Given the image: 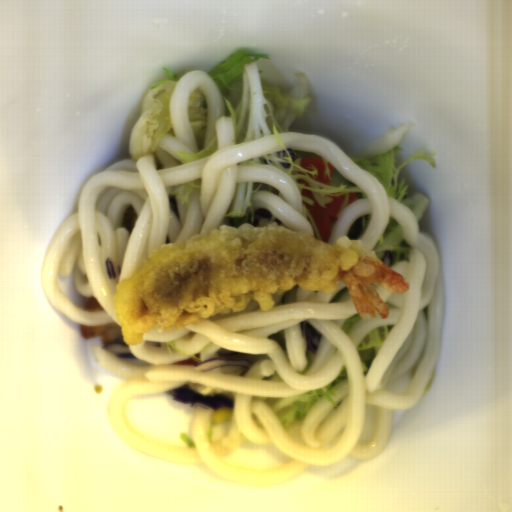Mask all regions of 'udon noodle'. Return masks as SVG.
I'll use <instances>...</instances> for the list:
<instances>
[{"label": "udon noodle", "mask_w": 512, "mask_h": 512, "mask_svg": "<svg viewBox=\"0 0 512 512\" xmlns=\"http://www.w3.org/2000/svg\"><path fill=\"white\" fill-rule=\"evenodd\" d=\"M287 150L316 154L362 189L335 220L328 242L348 237L370 214L356 241L375 248L391 216L410 243L408 261L392 266L410 286L393 293L374 288L389 305L362 318L344 281L333 292L299 284L273 294L274 308L257 299L244 310L219 313L168 331H147L142 344H102L90 337L91 357L117 378L104 402L109 427L143 455L216 481L247 488H291L321 482L381 454L394 410L416 406L443 349V260L412 209L388 196L383 184L333 142L297 131L278 133ZM393 326L367 375L357 351L377 327ZM252 360L250 367L197 372L215 358ZM348 383L335 392L337 408L318 400L302 424L284 427L270 411L274 398L293 397L331 383L343 370ZM186 387L233 398L232 408L205 409L173 401Z\"/></svg>", "instance_id": "udon-noodle-1"}, {"label": "udon noodle", "mask_w": 512, "mask_h": 512, "mask_svg": "<svg viewBox=\"0 0 512 512\" xmlns=\"http://www.w3.org/2000/svg\"><path fill=\"white\" fill-rule=\"evenodd\" d=\"M197 88L209 102L206 145L215 137L218 149L189 164L172 151H197L188 119L189 96ZM169 120L174 136L161 135L154 152L113 163L86 179L74 215L63 219L47 242L41 286L52 306L80 324L121 326L113 310L117 284L163 244L220 226L272 222L315 236L288 174L236 164L282 148L273 134L235 145L223 95L206 71L193 69L181 77L170 97ZM239 181H260L272 190L253 193V220L231 224L225 215Z\"/></svg>", "instance_id": "udon-noodle-2"}]
</instances>
